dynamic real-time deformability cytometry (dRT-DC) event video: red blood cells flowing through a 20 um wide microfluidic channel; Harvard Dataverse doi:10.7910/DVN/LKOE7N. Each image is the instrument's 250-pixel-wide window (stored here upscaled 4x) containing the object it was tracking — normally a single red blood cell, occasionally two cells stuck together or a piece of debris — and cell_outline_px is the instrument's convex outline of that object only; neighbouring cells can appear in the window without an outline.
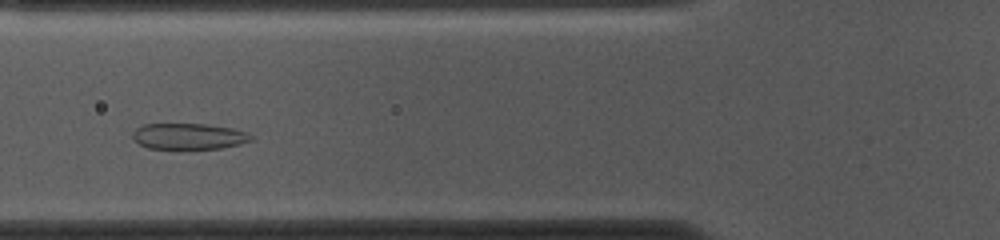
{"species": "common noctule bat (a hibernating species)", "species_latin": "Nyctalus noctula", "temperature_condition": "cold", "stored_images_in_passage": 39, "camera_frame_rate_fps": 3000, "um_per_image_px": 0.085, "animal": {"sex": "female", "body_mass_g": 10.0, "forearm_length_mm": 53.1}, "frame": {"image": 1, "passage_image": 14, "time_ms": 4.333, "image_size_px": [1000, 240], "cell_outline_px": [[252, 140], [240, 144], [220, 148], [148, 148], [132, 140], [132, 132], [136, 128], [144, 124], [204, 124], [232, 128], [248, 132], [252, 136]], "centroid_in_image_um": [16.03, 11.58], "position_along_channel_um": 109.8, "area_um2": 17.86}}
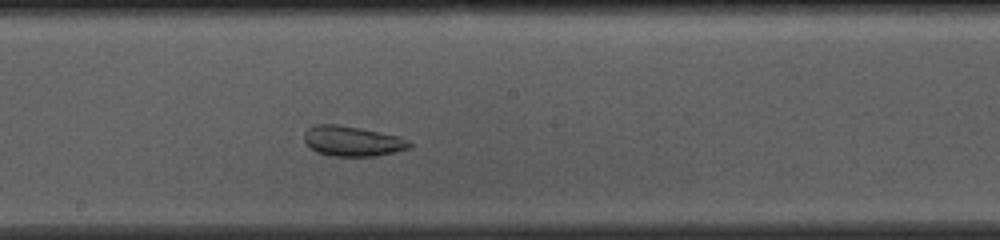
{"frame": {"image": 2, "passage_image": 23, "time_ms": 7.333, "image_size_px": [1000, 240], "cell_outline_px": [[412, 148], [376, 156], [332, 156], [316, 152], [304, 140], [304, 132], [308, 128], [316, 124], [336, 124], [360, 128], [396, 136], [408, 140], [412, 144]], "centroid_in_image_um": [29.95, 12.0], "position_along_channel_um": 218.3, "area_um2": 18.38}}
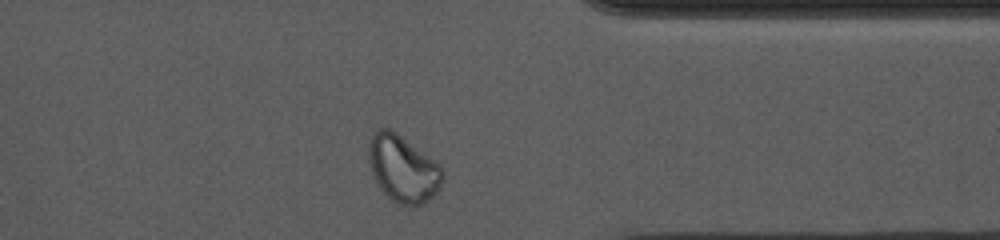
{"frame": {"image": 3, "passage_image": 37, "time_ms": 12.0, "image_size_px": [1000, 240], "cell_outline_px": [[444, 176], [440, 188], [432, 196], [420, 204], [400, 204], [392, 200], [380, 188], [372, 172], [368, 160], [368, 136], [376, 128], [388, 128], [396, 132], [440, 164], [444, 168]], "centroid_in_image_um": [34.23, 14.28], "position_along_channel_um": 377.2, "area_um2": 28.78}}